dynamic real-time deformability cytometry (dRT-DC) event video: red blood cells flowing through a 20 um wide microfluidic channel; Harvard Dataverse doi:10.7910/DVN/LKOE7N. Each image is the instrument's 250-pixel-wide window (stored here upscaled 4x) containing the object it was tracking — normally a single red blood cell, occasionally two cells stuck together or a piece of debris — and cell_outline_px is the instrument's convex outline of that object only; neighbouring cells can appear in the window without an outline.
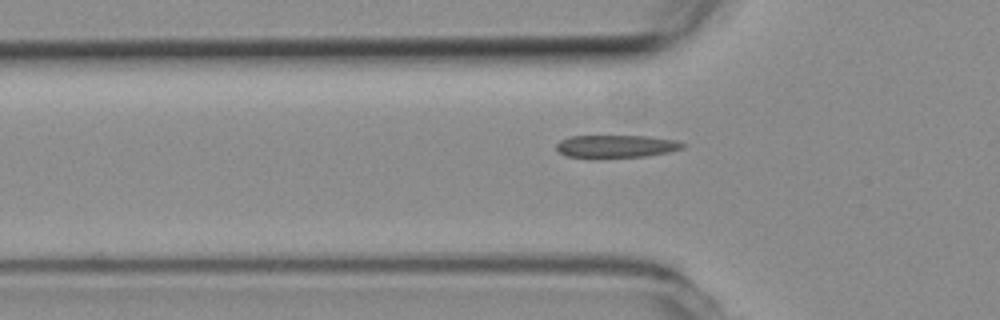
{"species": "common noctule bat (a hibernating species)", "species_latin": "Nyctalus noctula", "temperature_condition": "room temperature", "stored_images_in_passage": 38, "camera_frame_rate_fps": 3000, "um_per_image_px": 0.085, "animal": {"sex": "female", "body_mass_g": 19.3, "forearm_length_mm": 54.1}, "frame": {"image": 1, "passage_image": 9, "time_ms": 2.667, "image_size_px": [1000, 320], "cell_outline_px": [[688, 144], [684, 148], [668, 152], [648, 156], [568, 156], [560, 152], [556, 148], [556, 144], [560, 140], [568, 136], [648, 136], [676, 140]], "centroid_in_image_um": [52.44, 12.4], "position_along_channel_um": 73.4, "area_um2": 16.3}}
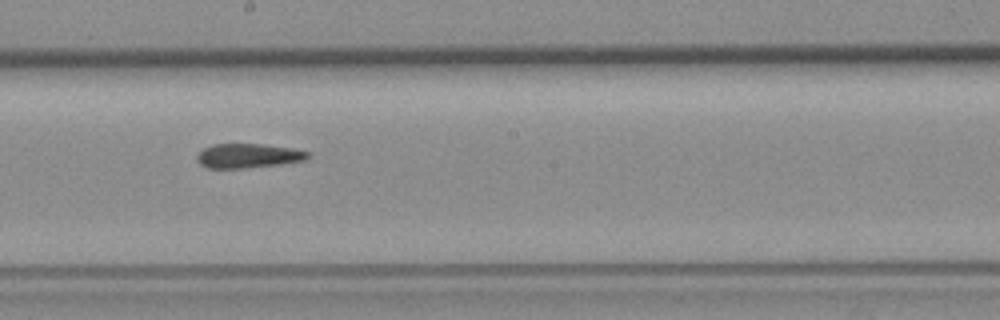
{"frame": {"image": 2, "passage_image": 21, "time_ms": 6.667, "image_size_px": [1000, 320], "cell_outline_px": [[308, 156], [304, 160], [280, 164], [244, 168], [208, 168], [200, 164], [196, 160], [196, 156], [204, 148], [212, 144], [260, 144], [292, 148], [308, 152]], "centroid_in_image_um": [21.04, 13.24], "position_along_channel_um": 227.2, "area_um2": 15.55}}
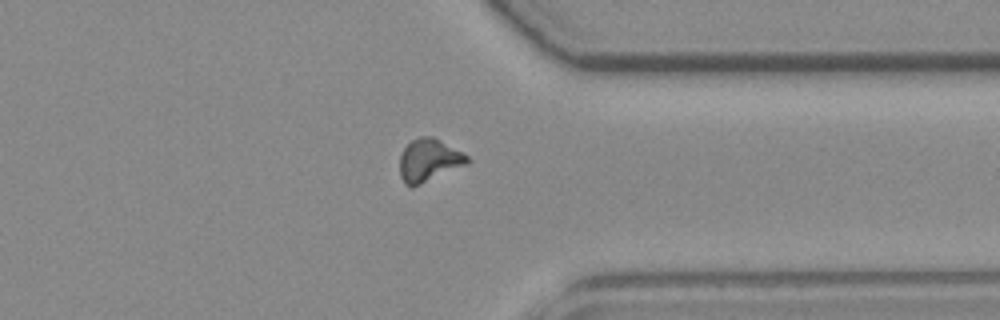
{"frame": {"image": 3, "passage_image": 33, "time_ms": 10.667, "image_size_px": [1000, 320], "cell_outline_px": [[472, 160], [468, 164], [412, 188], [408, 188], [404, 184], [400, 176], [400, 156], [404, 148], [412, 140], [420, 136], [432, 136], [468, 156]], "centroid_in_image_um": [36.44, 13.66], "position_along_channel_um": 375.0, "area_um2": 16.88}}